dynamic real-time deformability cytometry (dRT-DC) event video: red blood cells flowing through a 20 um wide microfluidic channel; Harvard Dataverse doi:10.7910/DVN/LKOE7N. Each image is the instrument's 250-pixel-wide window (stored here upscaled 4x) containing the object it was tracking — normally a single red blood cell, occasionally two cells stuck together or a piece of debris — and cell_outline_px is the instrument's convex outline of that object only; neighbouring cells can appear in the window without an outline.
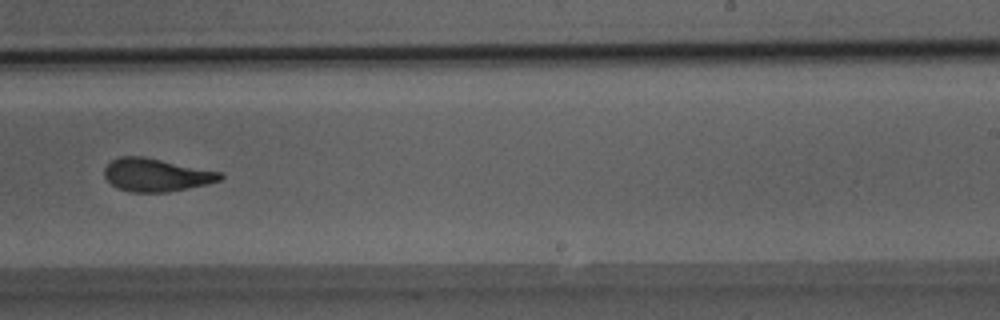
{"species": "Egyptian fruit bat (a non-hibernating species)", "species_latin": "Rousettus aegyptiacus", "temperature_condition": "room temperature", "stored_images_in_passage": 49, "camera_frame_rate_fps": 3000, "um_per_image_px": 0.085, "animal": {"sex": "male"}, "frame": {"image": 1, "passage_image": 31, "time_ms": 10.0, "image_size_px": [1000, 320], "cell_outline_px": [[224, 176], [220, 180], [208, 184], [168, 192], [128, 192], [116, 188], [104, 176], [104, 168], [112, 160], [120, 156], [144, 156], [220, 172]], "centroid_in_image_um": [13.25, 14.87], "position_along_channel_um": 275.7, "area_um2": 22.25}}
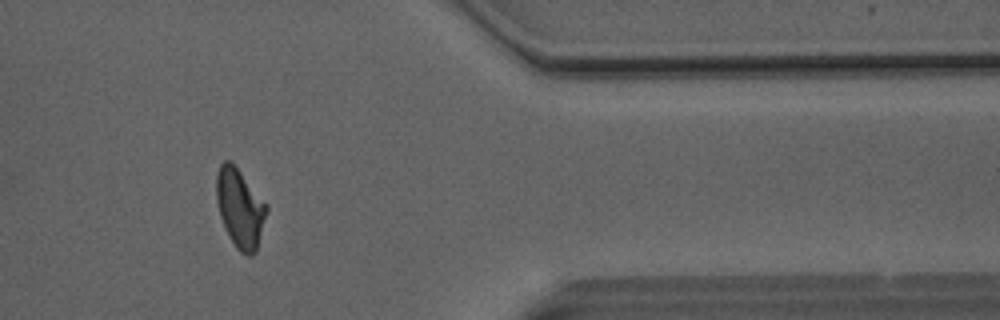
{"frame": {"image": 2, "passage_image": 41, "time_ms": 13.333, "image_size_px": [1000, 320], "cell_outline_px": [[268, 212], [256, 252], [252, 256], [248, 256], [240, 252], [236, 248], [220, 216], [216, 200], [216, 176], [220, 164], [224, 160], [232, 160], [268, 204]], "centroid_in_image_um": [20.43, 17.65], "position_along_channel_um": 391.0, "area_um2": 23.41}}
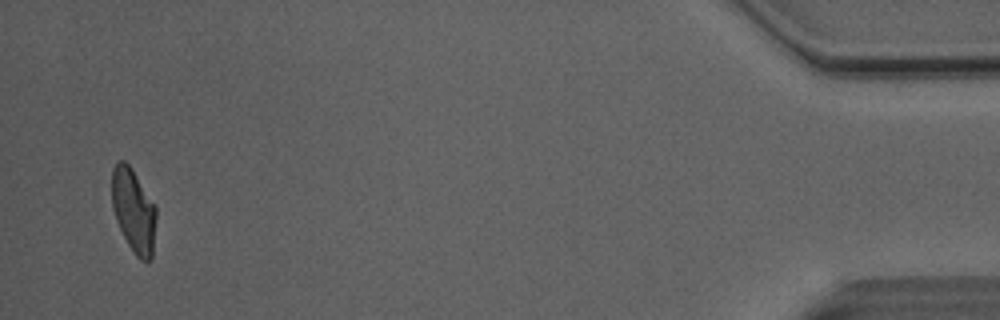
{"frame": {"image": 3, "passage_image": 48, "time_ms": 15.667, "image_size_px": [1000, 320], "cell_outline_px": [[156, 220], [152, 260], [140, 260], [136, 256], [128, 244], [116, 220], [112, 208], [112, 168], [116, 160], [124, 160], [132, 168], [156, 204]], "centroid_in_image_um": [11.36, 17.86], "position_along_channel_um": 423.8, "area_um2": 21.96}, "authors_computed_cell_mechanics": {"area_um2": 22.831, "velocity_mm_per_s": 4.0967, "shape_relaxation_time_tau1_ms": 5.0846, "shape_relaxation_time_tau2_ms": 1.6455, "deformation_change_tau1": 0.1699, "deformation_change_tau2": 0.079}}